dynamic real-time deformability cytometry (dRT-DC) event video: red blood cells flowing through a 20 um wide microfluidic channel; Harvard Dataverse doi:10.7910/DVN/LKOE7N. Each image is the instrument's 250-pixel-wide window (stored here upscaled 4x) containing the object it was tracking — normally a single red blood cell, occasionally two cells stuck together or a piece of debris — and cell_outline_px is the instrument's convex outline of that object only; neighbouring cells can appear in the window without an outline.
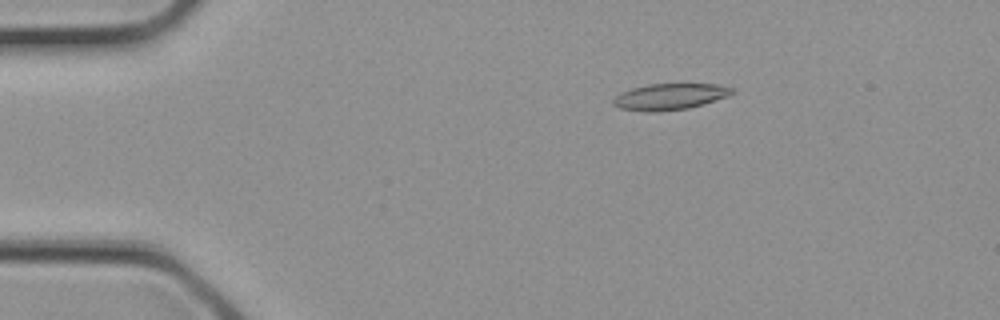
{"species": "common noctule bat (a hibernating species)", "species_latin": "Nyctalus noctula", "temperature_condition": "cold", "stored_images_in_passage": 2, "camera_frame_rate_fps": 3000, "um_per_image_px": 0.085, "animal": {"sex": "female", "body_mass_g": 21.9}, "frame": {"image": 1, "passage_image": 1, "time_ms": 0.0, "image_size_px": [1000, 320], "cell_outline_px": [[736, 92], [728, 96], [688, 108], [656, 112], [648, 112], [620, 108], [612, 104], [612, 100], [620, 92], [632, 88], [648, 84], [716, 84], [736, 88]], "centroid_in_image_um": [56.94, 8.21], "position_along_channel_um": 28.1, "area_um2": 18.21}}
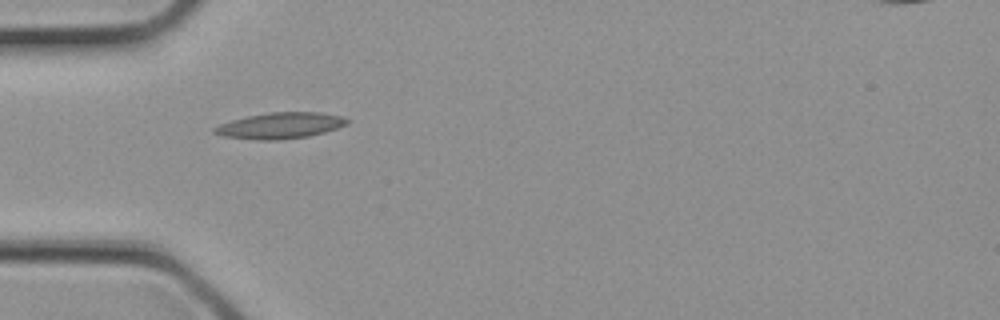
{"frame": {"image": 2, "passage_image": 2, "time_ms": 0.333, "image_size_px": [1000, 320], "cell_outline_px": [[352, 120], [348, 124], [324, 132], [308, 136], [280, 140], [256, 140], [220, 136], [212, 132], [212, 128], [220, 124], [232, 120], [248, 116], [268, 112], [320, 112], [340, 116]], "centroid_in_image_um": [23.8, 10.68], "position_along_channel_um": 61.2, "area_um2": 20.29}}